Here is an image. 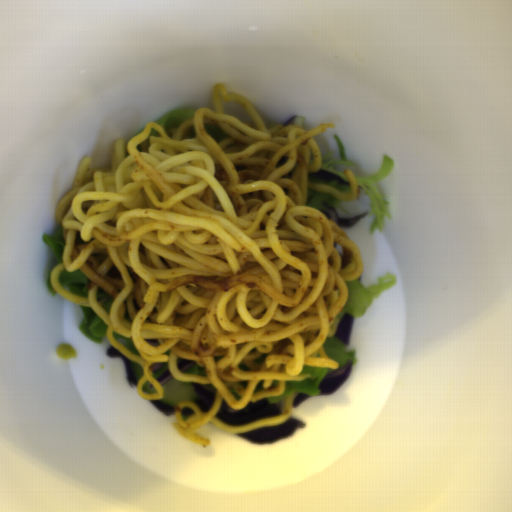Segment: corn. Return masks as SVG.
<instances>
[{
    "label": "corn",
    "instance_id": "obj_1",
    "mask_svg": "<svg viewBox=\"0 0 512 512\" xmlns=\"http://www.w3.org/2000/svg\"><path fill=\"white\" fill-rule=\"evenodd\" d=\"M57 357L68 360L77 356L76 349L68 343L60 344L56 351Z\"/></svg>",
    "mask_w": 512,
    "mask_h": 512
}]
</instances>
